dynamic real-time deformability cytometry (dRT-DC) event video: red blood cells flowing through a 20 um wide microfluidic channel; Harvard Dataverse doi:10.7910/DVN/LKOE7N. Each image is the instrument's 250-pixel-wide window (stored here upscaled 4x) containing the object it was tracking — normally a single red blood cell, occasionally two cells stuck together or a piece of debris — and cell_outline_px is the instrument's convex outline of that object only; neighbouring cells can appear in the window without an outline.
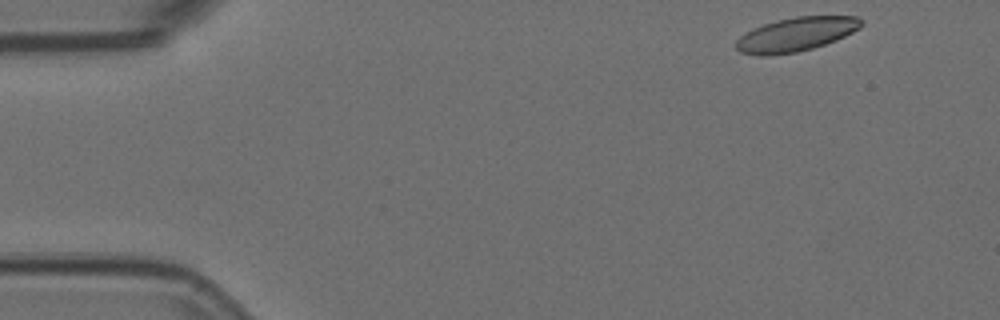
{"species": "Egyptian fruit bat (a non-hibernating species)", "species_latin": "Rousettus aegyptiacus", "temperature_condition": "room temperature", "stored_images_in_passage": 4, "camera_frame_rate_fps": 3000, "um_per_image_px": 0.085, "animal": {"sex": "female"}, "frame": {"image": 1, "passage_image": 1, "time_ms": 0.0, "image_size_px": [1000, 320], "cell_outline_px": [[864, 24], [860, 28], [836, 40], [812, 48], [796, 52], [768, 56], [760, 56], [740, 52], [736, 48], [736, 40], [740, 36], [752, 28], [776, 20], [796, 16], [860, 16], [864, 20]], "centroid_in_image_um": [67.67, 2.91], "position_along_channel_um": 17.3, "area_um2": 24.91}}
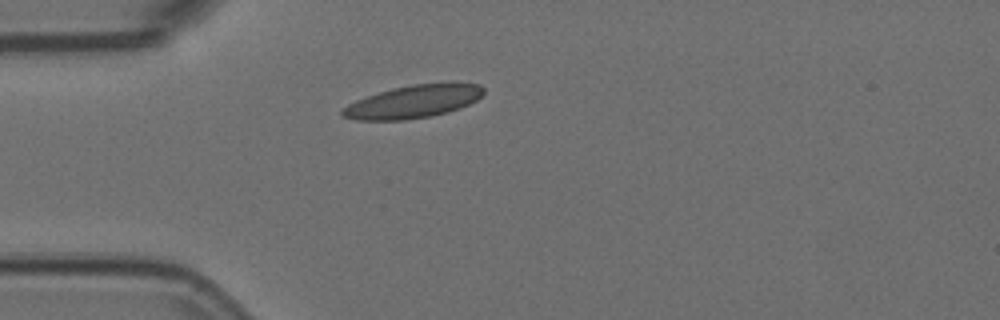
{"frame": {"image": 2, "passage_image": 4, "time_ms": 1.0, "image_size_px": [1000, 320], "cell_outline_px": [[484, 92], [476, 100], [460, 108], [448, 112], [428, 116], [404, 120], [356, 120], [340, 116], [340, 108], [356, 100], [392, 88], [412, 84], [480, 84], [484, 88]], "centroid_in_image_um": [35.05, 8.66], "position_along_channel_um": 49.9, "area_um2": 26.65}}